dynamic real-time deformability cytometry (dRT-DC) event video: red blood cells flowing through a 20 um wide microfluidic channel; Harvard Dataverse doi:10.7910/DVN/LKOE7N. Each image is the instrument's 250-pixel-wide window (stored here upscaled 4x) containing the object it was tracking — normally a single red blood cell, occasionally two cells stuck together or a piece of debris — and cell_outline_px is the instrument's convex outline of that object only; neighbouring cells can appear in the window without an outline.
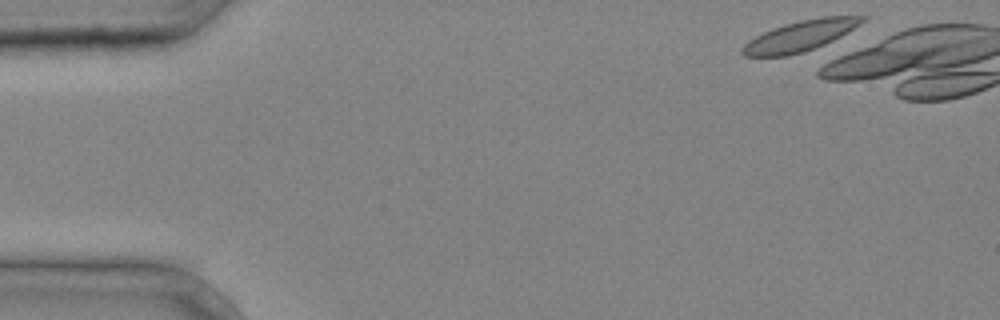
{"species": "common noctule bat (a hibernating species)", "species_latin": "Nyctalus noctula", "temperature_condition": "cold", "stored_images_in_passage": 2, "camera_frame_rate_fps": 3000, "um_per_image_px": 0.085, "animal": {"sex": "male", "body_mass_g": 20.4}, "frame": {"image": 1, "passage_image": 1, "time_ms": 0.0, "image_size_px": [1000, 320], "cell_outline_px": [[868, 16], [860, 24], [840, 36], [816, 48], [804, 52], [788, 56], [744, 56], [740, 52], [740, 48], [748, 40], [772, 28], [784, 24], [800, 20], [820, 16]], "centroid_in_image_um": [67.97, 3.06], "position_along_channel_um": 17.0, "area_um2": 21.33}}